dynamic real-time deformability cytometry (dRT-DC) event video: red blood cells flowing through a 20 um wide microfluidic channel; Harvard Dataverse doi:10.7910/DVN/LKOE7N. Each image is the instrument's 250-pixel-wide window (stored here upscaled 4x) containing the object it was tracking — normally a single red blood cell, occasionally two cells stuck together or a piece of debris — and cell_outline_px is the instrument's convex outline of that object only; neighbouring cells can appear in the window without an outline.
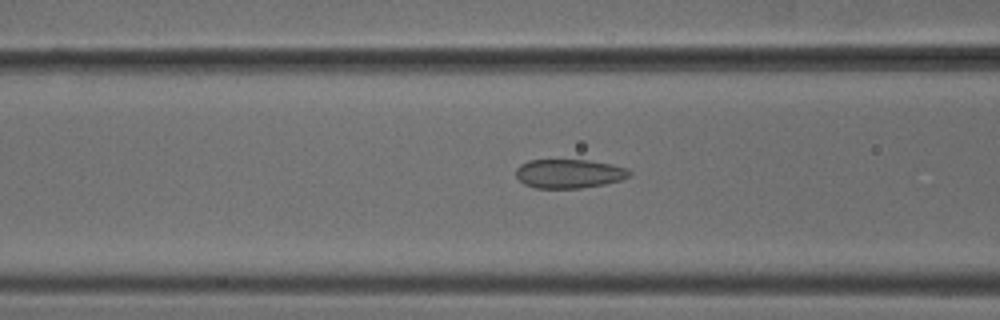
{"species": "common noctule bat (a hibernating species)", "species_latin": "Nyctalus noctula", "temperature_condition": "cold", "stored_images_in_passage": 52, "camera_frame_rate_fps": 3000, "um_per_image_px": 0.085, "animal": {"sex": "male", "body_mass_g": 18.8}, "frame": {"image": 1, "passage_image": 21, "time_ms": 6.667, "image_size_px": [1000, 320], "cell_outline_px": [[632, 176], [620, 180], [604, 184], [580, 188], [536, 188], [524, 184], [516, 176], [516, 168], [520, 164], [528, 160], [588, 160], [612, 164], [628, 168], [632, 172]], "centroid_in_image_um": [48.39, 14.75], "position_along_channel_um": 118.2, "area_um2": 19.31}}
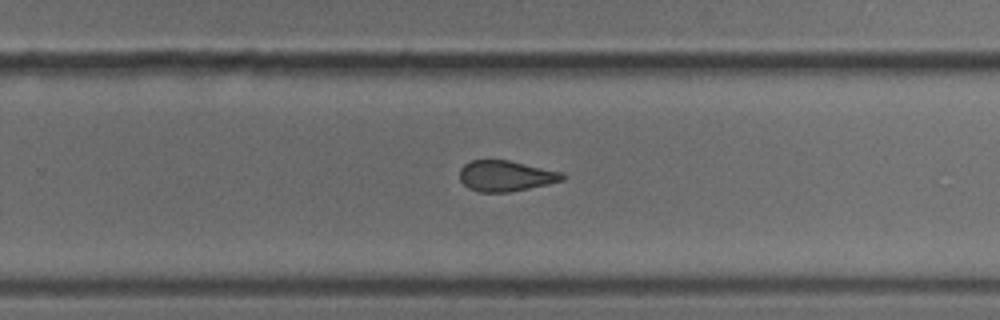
{"frame": {"image": 2, "passage_image": 34, "time_ms": 11.0, "image_size_px": [1000, 320], "cell_outline_px": [[568, 176], [564, 180], [548, 184], [508, 192], [480, 192], [468, 188], [460, 180], [460, 168], [464, 164], [472, 160], [508, 160], [564, 172]], "centroid_in_image_um": [43.02, 14.95], "position_along_channel_um": 286.8, "area_um2": 18.5}}
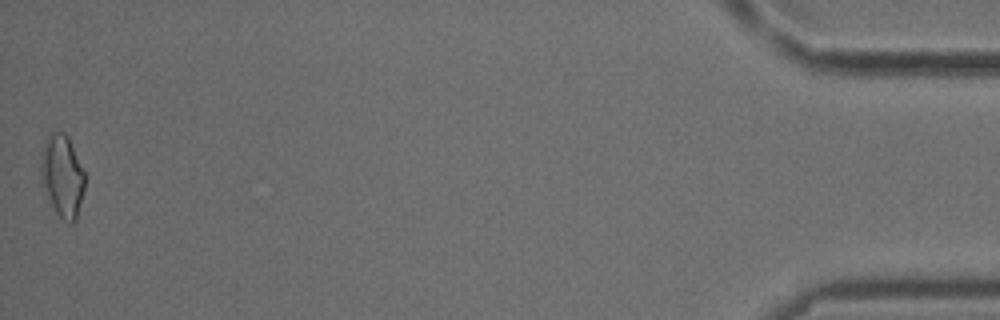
{"frame": {"image": 3, "passage_image": 52, "time_ms": 17.0, "image_size_px": [1000, 320], "cell_outline_px": [[84, 188], [76, 220], [72, 224], [68, 224], [56, 212], [48, 196], [40, 172], [40, 156], [44, 140], [52, 132], [64, 132], [68, 136], [84, 172]], "centroid_in_image_um": [5.29, 14.92], "position_along_channel_um": 429.9, "area_um2": 20.75}, "authors_computed_cell_mechanics": {"area_um2": 19.3341, "velocity_mm_per_s": 3.8907, "shape_relaxation_time_tau1_ms": null, "shape_relaxation_time_tau2_ms": 2.0695, "deformation_change_tau1": null, "deformation_change_tau2": 0.0883}}